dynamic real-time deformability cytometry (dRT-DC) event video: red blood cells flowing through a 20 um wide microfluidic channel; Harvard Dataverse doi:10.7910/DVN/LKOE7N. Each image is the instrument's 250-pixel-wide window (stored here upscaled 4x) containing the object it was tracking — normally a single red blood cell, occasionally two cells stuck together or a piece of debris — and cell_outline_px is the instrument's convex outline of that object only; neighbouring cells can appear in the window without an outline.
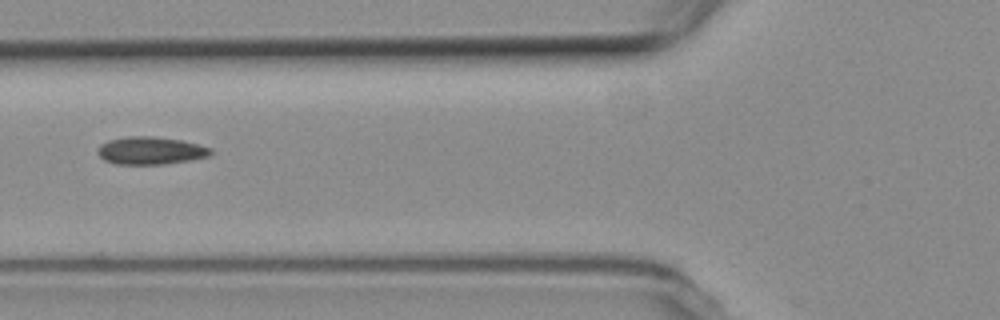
{"species": "common noctule bat (a hibernating species)", "species_latin": "Nyctalus noctula", "temperature_condition": "room temperature", "stored_images_in_passage": 6, "camera_frame_rate_fps": 3000, "um_per_image_px": 0.085, "animal": {"sex": "female", "body_mass_g": 19.3, "forearm_length_mm": 54.1}, "frame": {"image": 1, "passage_image": 6, "time_ms": 6.667, "image_size_px": [1000, 320], "cell_outline_px": [[212, 152], [208, 156], [192, 160], [164, 164], [116, 164], [104, 160], [96, 152], [96, 148], [100, 144], [108, 140], [128, 136], [152, 136], [184, 140], [212, 148]], "centroid_in_image_um": [12.79, 12.79], "position_along_channel_um": 113.0, "area_um2": 18.44}}